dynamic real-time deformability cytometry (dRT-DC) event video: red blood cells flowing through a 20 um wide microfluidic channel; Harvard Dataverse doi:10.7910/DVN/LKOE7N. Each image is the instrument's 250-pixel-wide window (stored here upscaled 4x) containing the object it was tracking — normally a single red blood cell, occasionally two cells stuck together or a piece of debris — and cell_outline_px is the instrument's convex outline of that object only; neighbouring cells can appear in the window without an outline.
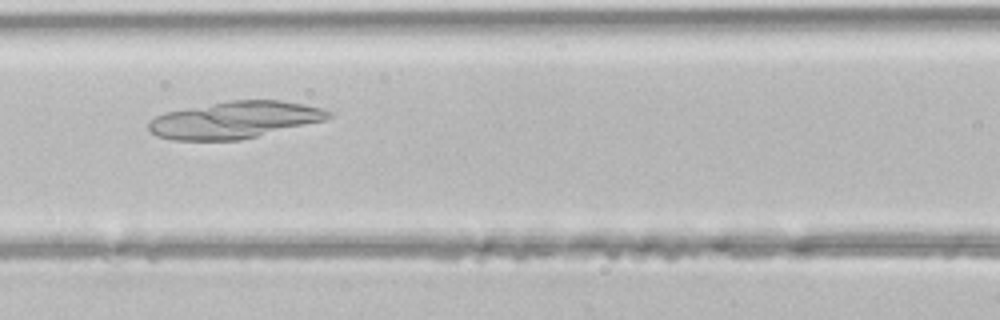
{"species": "common noctule bat (a hibernating species)", "species_latin": "Nyctalus noctula", "temperature_condition": "room temperature", "stored_images_in_passage": 25, "camera_frame_rate_fps": 3000, "um_per_image_px": 0.085, "animal": {"sex": "male", "body_mass_g": 21.5, "forearm_length_mm": 52.0}, "frame": {"image": 1, "passage_image": 6, "time_ms": 1.667, "image_size_px": [1000, 320], "cell_outline_px": [[332, 116], [324, 120], [240, 140], [172, 140], [156, 136], [148, 128], [148, 124], [156, 116], [164, 112], [228, 100], [280, 100], [304, 104], [324, 108], [332, 112]], "centroid_in_image_um": [19.94, 10.18], "position_along_channel_um": 146.7, "area_um2": 38.61}}
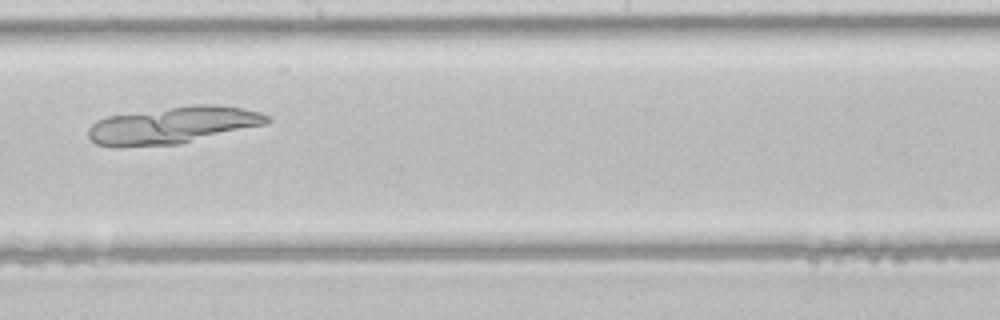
{"frame": {"image": 2, "passage_image": 12, "time_ms": 3.667, "image_size_px": [1000, 320], "cell_outline_px": [[272, 120], [268, 124], [180, 144], [116, 148], [112, 148], [96, 144], [88, 136], [88, 128], [96, 120], [108, 116], [192, 104], [220, 104], [260, 112], [268, 116]], "centroid_in_image_um": [14.69, 10.65], "position_along_channel_um": 233.5, "area_um2": 39.07}}
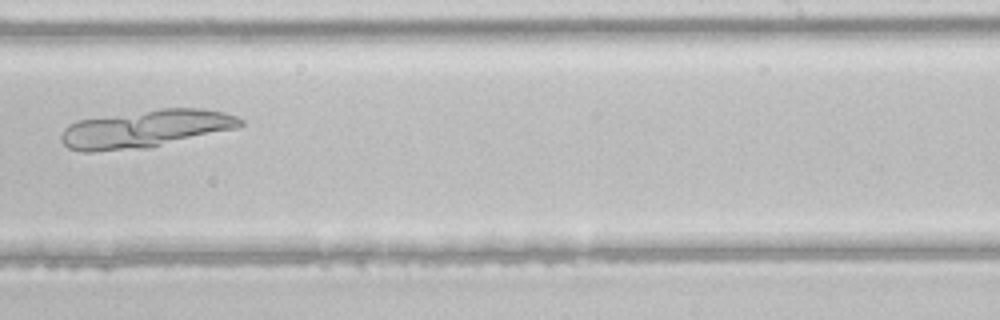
{"frame": {"image": 3, "passage_image": 15, "time_ms": 4.667, "image_size_px": [1000, 320], "cell_outline_px": [[244, 124], [240, 128], [148, 148], [92, 152], [80, 152], [68, 148], [60, 140], [60, 136], [64, 128], [68, 124], [76, 120], [160, 108], [204, 108], [224, 112], [236, 116], [244, 120]], "centroid_in_image_um": [12.39, 10.95], "position_along_channel_um": 276.6, "area_um2": 39.94}}